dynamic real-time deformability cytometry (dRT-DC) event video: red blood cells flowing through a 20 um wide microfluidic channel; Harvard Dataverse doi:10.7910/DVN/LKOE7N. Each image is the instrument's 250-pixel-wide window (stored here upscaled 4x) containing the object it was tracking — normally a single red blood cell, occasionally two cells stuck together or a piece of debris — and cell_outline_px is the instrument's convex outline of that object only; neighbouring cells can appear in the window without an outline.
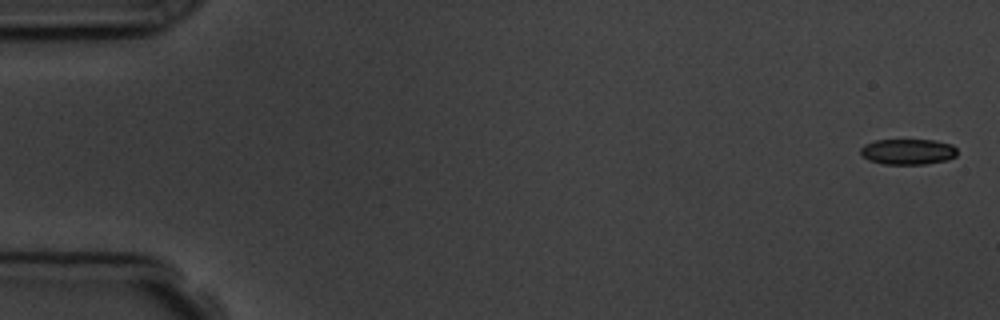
{"species": "common noctule bat (a hibernating species)", "species_latin": "Nyctalus noctula", "temperature_condition": "room temperature", "stored_images_in_passage": 7, "camera_frame_rate_fps": 3000, "um_per_image_px": 0.085, "animal": {"sex": "male", "body_mass_g": 19.5, "forearm_length_mm": 54.6}, "frame": {"image": 1, "passage_image": 1, "time_ms": 0.0, "image_size_px": [1000, 320], "cell_outline_px": [[956, 156], [948, 160], [924, 164], [884, 164], [868, 160], [860, 156], [860, 148], [864, 144], [876, 140], [932, 140], [952, 144], [956, 148]], "centroid_in_image_um": [77.14, 12.89], "position_along_channel_um": 7.9, "area_um2": 14.57}}
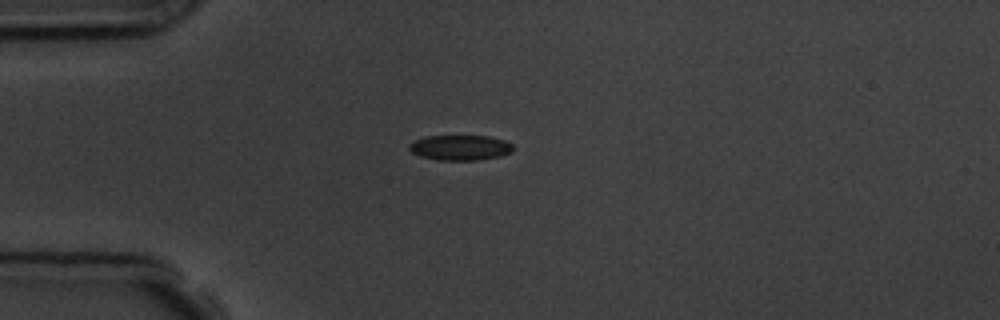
{"frame": {"image": 2, "passage_image": 5, "time_ms": 4.333, "image_size_px": [1000, 320], "cell_outline_px": [[512, 152], [500, 156], [480, 160], [436, 160], [420, 156], [412, 152], [408, 148], [408, 144], [412, 140], [424, 136], [488, 136], [504, 140], [512, 144]], "centroid_in_image_um": [39.07, 12.55], "position_along_channel_um": 45.9, "area_um2": 15.43}}
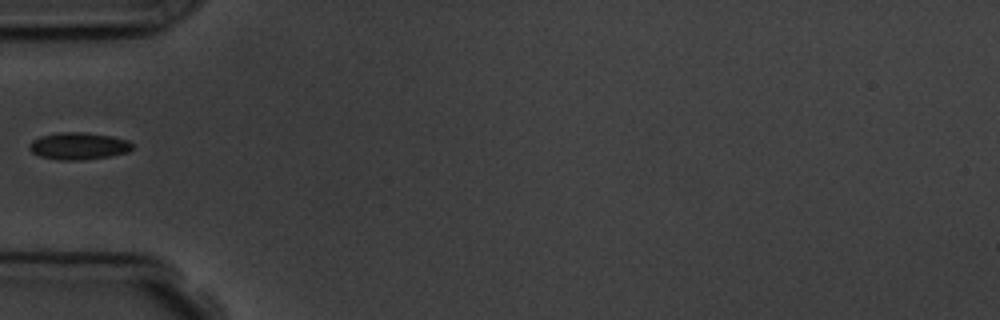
{"frame": {"image": 3, "passage_image": 6, "time_ms": 5.667, "image_size_px": [1000, 320], "cell_outline_px": [[132, 148], [128, 152], [112, 156], [80, 160], [60, 160], [40, 156], [32, 152], [28, 148], [28, 144], [32, 140], [40, 136], [56, 132], [84, 132], [112, 136], [128, 140], [132, 144]], "centroid_in_image_um": [6.66, 12.4], "position_along_channel_um": 78.3, "area_um2": 16.42}}